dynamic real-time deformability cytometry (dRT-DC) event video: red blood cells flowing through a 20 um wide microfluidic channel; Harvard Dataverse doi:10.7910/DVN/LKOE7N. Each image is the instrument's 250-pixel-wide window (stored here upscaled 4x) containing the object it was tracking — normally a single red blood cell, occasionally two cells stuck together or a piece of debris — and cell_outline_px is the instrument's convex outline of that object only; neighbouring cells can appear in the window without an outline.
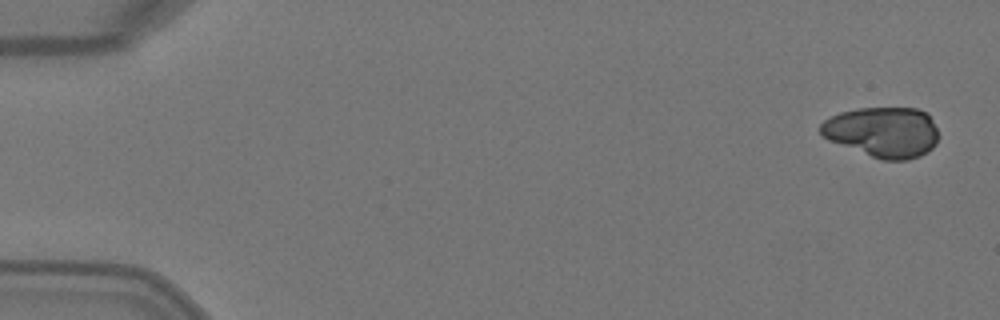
{"species": "Egyptian fruit bat (a non-hibernating species)", "species_latin": "Rousettus aegyptiacus", "temperature_condition": "warm", "stored_images_in_passage": 5, "camera_frame_rate_fps": 3000, "um_per_image_px": 0.085, "animal": {"sex": "female"}, "frame": {"image": 1, "passage_image": 1, "time_ms": 0.0, "image_size_px": [1000, 320], "cell_outline_px": [[936, 144], [928, 152], [920, 156], [908, 160], [884, 160], [872, 156], [828, 140], [820, 132], [820, 124], [824, 120], [840, 112], [856, 108], [916, 108], [928, 112], [936, 128]], "centroid_in_image_um": [75.04, 11.21], "position_along_channel_um": 10.0, "area_um2": 34.56}}